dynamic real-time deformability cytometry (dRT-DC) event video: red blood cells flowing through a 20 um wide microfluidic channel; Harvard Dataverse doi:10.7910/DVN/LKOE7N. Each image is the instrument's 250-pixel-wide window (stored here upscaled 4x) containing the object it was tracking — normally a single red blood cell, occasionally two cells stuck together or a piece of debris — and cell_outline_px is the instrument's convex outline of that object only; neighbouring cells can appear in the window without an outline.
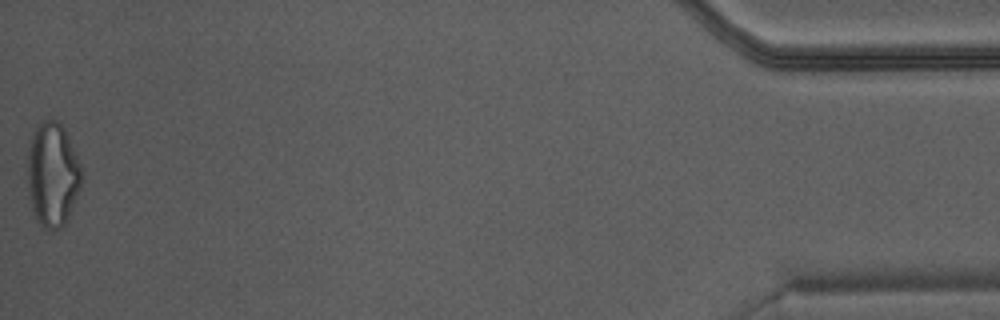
{"species": "Egyptian fruit bat (a non-hibernating species)", "species_latin": "Rousettus aegyptiacus", "temperature_condition": "warm", "stored_images_in_passage": 48, "camera_frame_rate_fps": 3000, "um_per_image_px": 0.085, "animal": {"sex": "male"}, "frame": {"image": 1, "passage_image": 48, "time_ms": 15.667, "image_size_px": [1000, 320], "cell_outline_px": [[80, 188], [68, 220], [60, 228], [52, 232], [48, 232], [36, 220], [32, 208], [28, 192], [28, 148], [32, 136], [36, 128], [44, 120], [56, 120], [64, 128], [80, 164]], "centroid_in_image_um": [4.45, 14.9], "position_along_channel_um": 430.7, "area_um2": 32.66}}